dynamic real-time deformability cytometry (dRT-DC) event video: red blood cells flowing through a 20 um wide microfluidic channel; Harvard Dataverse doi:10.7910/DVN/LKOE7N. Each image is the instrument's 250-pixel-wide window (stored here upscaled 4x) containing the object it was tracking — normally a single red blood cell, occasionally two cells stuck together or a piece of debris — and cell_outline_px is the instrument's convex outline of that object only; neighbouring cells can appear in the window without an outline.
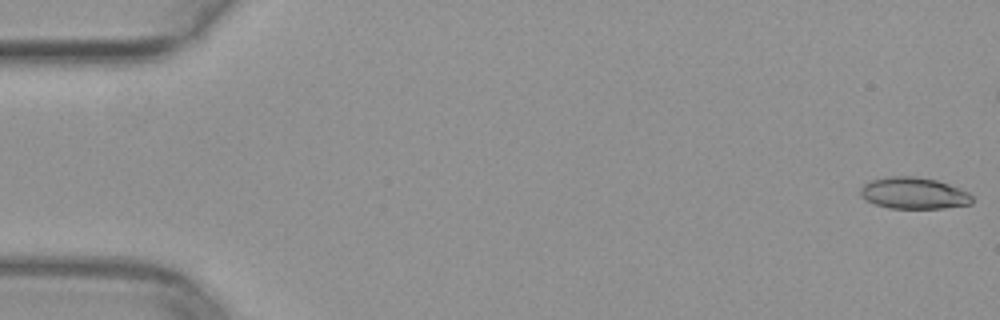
{"species": "common noctule bat (a hibernating species)", "species_latin": "Nyctalus noctula", "temperature_condition": "warm", "stored_images_in_passage": 45, "camera_frame_rate_fps": 3000, "um_per_image_px": 0.085, "animal": {"sex": "female", "body_mass_g": 29.2, "forearm_length_mm": 56.3}, "frame": {"image": 1, "passage_image": 1, "time_ms": 0.0, "image_size_px": [1000, 320], "cell_outline_px": [[972, 204], [944, 208], [888, 208], [864, 200], [860, 196], [860, 188], [868, 180], [888, 176], [916, 176], [936, 180], [960, 188], [968, 192], [972, 196]], "centroid_in_image_um": [77.64, 16.41], "position_along_channel_um": 7.4, "area_um2": 20.75}}
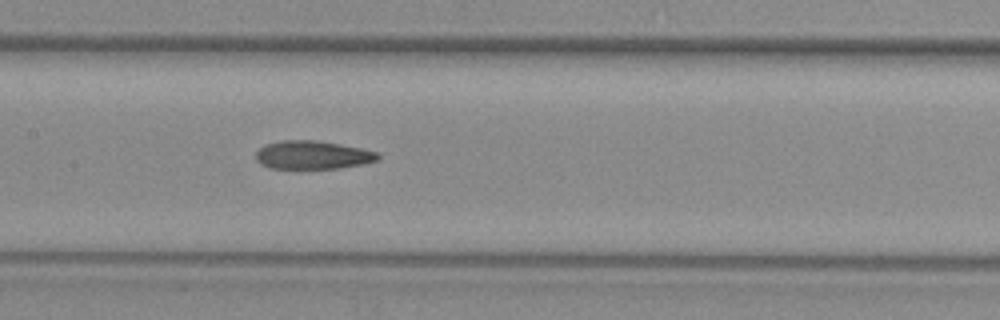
{"frame": {"image": 2, "passage_image": 25, "time_ms": 8.0, "image_size_px": [1000, 320], "cell_outline_px": [[380, 160], [364, 164], [340, 168], [268, 168], [260, 164], [256, 160], [256, 152], [260, 148], [268, 144], [284, 140], [312, 140], [340, 144], [360, 148], [376, 152], [380, 156]], "centroid_in_image_um": [26.59, 13.18], "position_along_channel_um": 180.8, "area_um2": 20.06}}
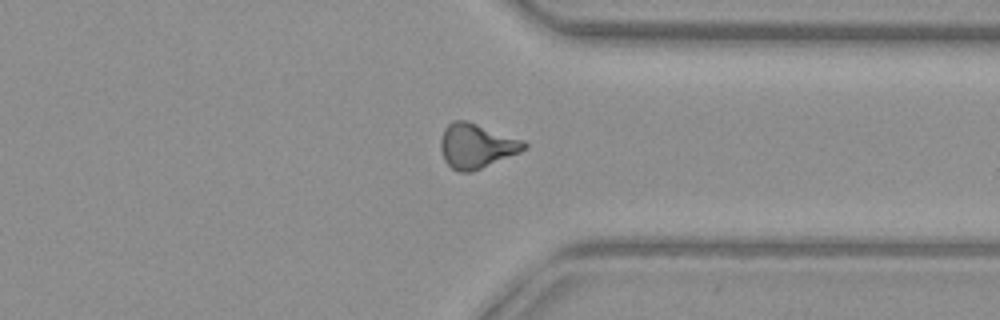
{"frame": {"image": 3, "passage_image": 39, "time_ms": 12.667, "image_size_px": [1000, 320], "cell_outline_px": [[528, 148], [520, 152], [472, 172], [460, 172], [452, 168], [444, 160], [440, 148], [440, 140], [444, 128], [452, 120], [468, 120], [524, 140], [528, 144]], "centroid_in_image_um": [40.5, 12.38], "position_along_channel_um": 370.9, "area_um2": 21.91}}